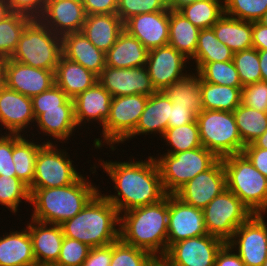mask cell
Instances as JSON below:
<instances>
[{
  "mask_svg": "<svg viewBox=\"0 0 267 266\" xmlns=\"http://www.w3.org/2000/svg\"><path fill=\"white\" fill-rule=\"evenodd\" d=\"M148 159V160H147ZM98 165L113 183V194L103 196L113 204L119 215L133 208L157 203L168 194L165 192L160 171L153 155L129 161L103 160L99 157Z\"/></svg>",
  "mask_w": 267,
  "mask_h": 266,
  "instance_id": "cell-1",
  "label": "cell"
},
{
  "mask_svg": "<svg viewBox=\"0 0 267 266\" xmlns=\"http://www.w3.org/2000/svg\"><path fill=\"white\" fill-rule=\"evenodd\" d=\"M168 233V195L161 201L120 214L119 238L152 255H165Z\"/></svg>",
  "mask_w": 267,
  "mask_h": 266,
  "instance_id": "cell-2",
  "label": "cell"
},
{
  "mask_svg": "<svg viewBox=\"0 0 267 266\" xmlns=\"http://www.w3.org/2000/svg\"><path fill=\"white\" fill-rule=\"evenodd\" d=\"M91 181L82 175L67 186L35 189L30 194L31 219L61 225L73 218L100 191L99 184L94 185Z\"/></svg>",
  "mask_w": 267,
  "mask_h": 266,
  "instance_id": "cell-3",
  "label": "cell"
},
{
  "mask_svg": "<svg viewBox=\"0 0 267 266\" xmlns=\"http://www.w3.org/2000/svg\"><path fill=\"white\" fill-rule=\"evenodd\" d=\"M101 190L79 213L61 224L65 237L91 248L107 246L119 239L120 215Z\"/></svg>",
  "mask_w": 267,
  "mask_h": 266,
  "instance_id": "cell-4",
  "label": "cell"
},
{
  "mask_svg": "<svg viewBox=\"0 0 267 266\" xmlns=\"http://www.w3.org/2000/svg\"><path fill=\"white\" fill-rule=\"evenodd\" d=\"M62 55V37L39 19H32L20 35L10 59L34 68L55 71Z\"/></svg>",
  "mask_w": 267,
  "mask_h": 266,
  "instance_id": "cell-5",
  "label": "cell"
},
{
  "mask_svg": "<svg viewBox=\"0 0 267 266\" xmlns=\"http://www.w3.org/2000/svg\"><path fill=\"white\" fill-rule=\"evenodd\" d=\"M227 189L232 191L253 214L267 213V178L243 153L222 158Z\"/></svg>",
  "mask_w": 267,
  "mask_h": 266,
  "instance_id": "cell-6",
  "label": "cell"
},
{
  "mask_svg": "<svg viewBox=\"0 0 267 266\" xmlns=\"http://www.w3.org/2000/svg\"><path fill=\"white\" fill-rule=\"evenodd\" d=\"M196 121L202 146L218 159L242 153L245 145L233 112L203 109L196 115Z\"/></svg>",
  "mask_w": 267,
  "mask_h": 266,
  "instance_id": "cell-7",
  "label": "cell"
},
{
  "mask_svg": "<svg viewBox=\"0 0 267 266\" xmlns=\"http://www.w3.org/2000/svg\"><path fill=\"white\" fill-rule=\"evenodd\" d=\"M159 153L153 157L157 162L167 194H175L188 181L209 169L218 160L203 146L173 154Z\"/></svg>",
  "mask_w": 267,
  "mask_h": 266,
  "instance_id": "cell-8",
  "label": "cell"
},
{
  "mask_svg": "<svg viewBox=\"0 0 267 266\" xmlns=\"http://www.w3.org/2000/svg\"><path fill=\"white\" fill-rule=\"evenodd\" d=\"M148 97L142 94L112 97L110 115L102 127L101 136H94L92 145L97 151L106 144L105 148L109 147L111 152L118 149L116 147L135 130Z\"/></svg>",
  "mask_w": 267,
  "mask_h": 266,
  "instance_id": "cell-9",
  "label": "cell"
},
{
  "mask_svg": "<svg viewBox=\"0 0 267 266\" xmlns=\"http://www.w3.org/2000/svg\"><path fill=\"white\" fill-rule=\"evenodd\" d=\"M58 146L55 143H44L39 148L33 182L28 187L30 194L35 189L70 185L83 175L77 171L68 150Z\"/></svg>",
  "mask_w": 267,
  "mask_h": 266,
  "instance_id": "cell-10",
  "label": "cell"
},
{
  "mask_svg": "<svg viewBox=\"0 0 267 266\" xmlns=\"http://www.w3.org/2000/svg\"><path fill=\"white\" fill-rule=\"evenodd\" d=\"M203 214L207 233L225 243L233 237L236 229L253 215L250 209L228 189L216 196L203 209Z\"/></svg>",
  "mask_w": 267,
  "mask_h": 266,
  "instance_id": "cell-11",
  "label": "cell"
},
{
  "mask_svg": "<svg viewBox=\"0 0 267 266\" xmlns=\"http://www.w3.org/2000/svg\"><path fill=\"white\" fill-rule=\"evenodd\" d=\"M264 214H253L227 242L245 266H262L267 259V223Z\"/></svg>",
  "mask_w": 267,
  "mask_h": 266,
  "instance_id": "cell-12",
  "label": "cell"
},
{
  "mask_svg": "<svg viewBox=\"0 0 267 266\" xmlns=\"http://www.w3.org/2000/svg\"><path fill=\"white\" fill-rule=\"evenodd\" d=\"M188 64L189 60L174 47L165 45L148 51L146 68L155 90L163 91L190 71L188 67L193 65Z\"/></svg>",
  "mask_w": 267,
  "mask_h": 266,
  "instance_id": "cell-13",
  "label": "cell"
},
{
  "mask_svg": "<svg viewBox=\"0 0 267 266\" xmlns=\"http://www.w3.org/2000/svg\"><path fill=\"white\" fill-rule=\"evenodd\" d=\"M225 189L226 173L222 159H218L209 169L182 186L175 195L183 202L203 210Z\"/></svg>",
  "mask_w": 267,
  "mask_h": 266,
  "instance_id": "cell-14",
  "label": "cell"
},
{
  "mask_svg": "<svg viewBox=\"0 0 267 266\" xmlns=\"http://www.w3.org/2000/svg\"><path fill=\"white\" fill-rule=\"evenodd\" d=\"M207 234L203 210L168 194L167 249L179 241Z\"/></svg>",
  "mask_w": 267,
  "mask_h": 266,
  "instance_id": "cell-15",
  "label": "cell"
},
{
  "mask_svg": "<svg viewBox=\"0 0 267 266\" xmlns=\"http://www.w3.org/2000/svg\"><path fill=\"white\" fill-rule=\"evenodd\" d=\"M224 244L223 240L209 234L192 237L170 245L165 256L174 266H214Z\"/></svg>",
  "mask_w": 267,
  "mask_h": 266,
  "instance_id": "cell-16",
  "label": "cell"
},
{
  "mask_svg": "<svg viewBox=\"0 0 267 266\" xmlns=\"http://www.w3.org/2000/svg\"><path fill=\"white\" fill-rule=\"evenodd\" d=\"M98 82L112 97L136 94L150 96L156 92L146 66L133 68L105 66L98 76Z\"/></svg>",
  "mask_w": 267,
  "mask_h": 266,
  "instance_id": "cell-17",
  "label": "cell"
},
{
  "mask_svg": "<svg viewBox=\"0 0 267 266\" xmlns=\"http://www.w3.org/2000/svg\"><path fill=\"white\" fill-rule=\"evenodd\" d=\"M34 124L35 117L31 98L5 86L0 92V126L3 127L1 128L2 131L20 135H27L29 132L33 137L37 135L30 132Z\"/></svg>",
  "mask_w": 267,
  "mask_h": 266,
  "instance_id": "cell-18",
  "label": "cell"
},
{
  "mask_svg": "<svg viewBox=\"0 0 267 266\" xmlns=\"http://www.w3.org/2000/svg\"><path fill=\"white\" fill-rule=\"evenodd\" d=\"M35 117V127L37 134L41 136H50L52 138H46L45 143H69L70 137L75 136L76 130H80L76 124L74 101L68 99L59 108L52 109H33ZM55 140L54 142L52 141Z\"/></svg>",
  "mask_w": 267,
  "mask_h": 266,
  "instance_id": "cell-19",
  "label": "cell"
},
{
  "mask_svg": "<svg viewBox=\"0 0 267 266\" xmlns=\"http://www.w3.org/2000/svg\"><path fill=\"white\" fill-rule=\"evenodd\" d=\"M82 0H46L45 9L38 18L56 35L81 32L86 20Z\"/></svg>",
  "mask_w": 267,
  "mask_h": 266,
  "instance_id": "cell-20",
  "label": "cell"
},
{
  "mask_svg": "<svg viewBox=\"0 0 267 266\" xmlns=\"http://www.w3.org/2000/svg\"><path fill=\"white\" fill-rule=\"evenodd\" d=\"M54 72L34 68L10 58L5 59L6 86L29 98L37 96L55 84Z\"/></svg>",
  "mask_w": 267,
  "mask_h": 266,
  "instance_id": "cell-21",
  "label": "cell"
},
{
  "mask_svg": "<svg viewBox=\"0 0 267 266\" xmlns=\"http://www.w3.org/2000/svg\"><path fill=\"white\" fill-rule=\"evenodd\" d=\"M124 30L137 38L147 50L168 45L169 11L135 15L124 23Z\"/></svg>",
  "mask_w": 267,
  "mask_h": 266,
  "instance_id": "cell-22",
  "label": "cell"
},
{
  "mask_svg": "<svg viewBox=\"0 0 267 266\" xmlns=\"http://www.w3.org/2000/svg\"><path fill=\"white\" fill-rule=\"evenodd\" d=\"M112 95L97 81L81 92L74 101L75 120L79 129L95 124L103 127L110 115ZM81 126V127H80Z\"/></svg>",
  "mask_w": 267,
  "mask_h": 266,
  "instance_id": "cell-23",
  "label": "cell"
},
{
  "mask_svg": "<svg viewBox=\"0 0 267 266\" xmlns=\"http://www.w3.org/2000/svg\"><path fill=\"white\" fill-rule=\"evenodd\" d=\"M29 220L26 227L32 239L37 266L54 265L59 258L64 238L61 225L43 223L31 218Z\"/></svg>",
  "mask_w": 267,
  "mask_h": 266,
  "instance_id": "cell-24",
  "label": "cell"
},
{
  "mask_svg": "<svg viewBox=\"0 0 267 266\" xmlns=\"http://www.w3.org/2000/svg\"><path fill=\"white\" fill-rule=\"evenodd\" d=\"M172 101L163 91H156L148 97L145 109L140 116L135 130L122 142H128L135 136L159 135L168 128V120L171 113Z\"/></svg>",
  "mask_w": 267,
  "mask_h": 266,
  "instance_id": "cell-25",
  "label": "cell"
},
{
  "mask_svg": "<svg viewBox=\"0 0 267 266\" xmlns=\"http://www.w3.org/2000/svg\"><path fill=\"white\" fill-rule=\"evenodd\" d=\"M62 53L68 60L79 63L97 76L106 66L105 53L97 49L82 32L62 37Z\"/></svg>",
  "mask_w": 267,
  "mask_h": 266,
  "instance_id": "cell-26",
  "label": "cell"
},
{
  "mask_svg": "<svg viewBox=\"0 0 267 266\" xmlns=\"http://www.w3.org/2000/svg\"><path fill=\"white\" fill-rule=\"evenodd\" d=\"M0 266H37L27 227L0 236Z\"/></svg>",
  "mask_w": 267,
  "mask_h": 266,
  "instance_id": "cell-27",
  "label": "cell"
},
{
  "mask_svg": "<svg viewBox=\"0 0 267 266\" xmlns=\"http://www.w3.org/2000/svg\"><path fill=\"white\" fill-rule=\"evenodd\" d=\"M124 30L117 14L87 15L81 32L99 50L106 53Z\"/></svg>",
  "mask_w": 267,
  "mask_h": 266,
  "instance_id": "cell-28",
  "label": "cell"
},
{
  "mask_svg": "<svg viewBox=\"0 0 267 266\" xmlns=\"http://www.w3.org/2000/svg\"><path fill=\"white\" fill-rule=\"evenodd\" d=\"M54 78L55 84L70 99L76 98L81 92L89 89L98 81V76L92 71L87 70L79 63L68 60L63 55L56 66Z\"/></svg>",
  "mask_w": 267,
  "mask_h": 266,
  "instance_id": "cell-29",
  "label": "cell"
},
{
  "mask_svg": "<svg viewBox=\"0 0 267 266\" xmlns=\"http://www.w3.org/2000/svg\"><path fill=\"white\" fill-rule=\"evenodd\" d=\"M148 51L137 38L123 30L114 45L105 53L106 66L114 68L146 66Z\"/></svg>",
  "mask_w": 267,
  "mask_h": 266,
  "instance_id": "cell-30",
  "label": "cell"
},
{
  "mask_svg": "<svg viewBox=\"0 0 267 266\" xmlns=\"http://www.w3.org/2000/svg\"><path fill=\"white\" fill-rule=\"evenodd\" d=\"M217 39L233 53L253 47L252 22L224 14L212 27Z\"/></svg>",
  "mask_w": 267,
  "mask_h": 266,
  "instance_id": "cell-31",
  "label": "cell"
},
{
  "mask_svg": "<svg viewBox=\"0 0 267 266\" xmlns=\"http://www.w3.org/2000/svg\"><path fill=\"white\" fill-rule=\"evenodd\" d=\"M200 29L177 10H169V41L189 61L194 57Z\"/></svg>",
  "mask_w": 267,
  "mask_h": 266,
  "instance_id": "cell-32",
  "label": "cell"
},
{
  "mask_svg": "<svg viewBox=\"0 0 267 266\" xmlns=\"http://www.w3.org/2000/svg\"><path fill=\"white\" fill-rule=\"evenodd\" d=\"M27 136V137H26ZM28 135L13 134V162L16 177L28 187L32 184L35 173V161L39 148L45 143H40ZM32 140V141H31Z\"/></svg>",
  "mask_w": 267,
  "mask_h": 266,
  "instance_id": "cell-33",
  "label": "cell"
},
{
  "mask_svg": "<svg viewBox=\"0 0 267 266\" xmlns=\"http://www.w3.org/2000/svg\"><path fill=\"white\" fill-rule=\"evenodd\" d=\"M233 60L231 49L220 42L212 28L200 29L198 43L194 57L189 61L194 65V69L199 71L206 63L225 62ZM193 61V62H192Z\"/></svg>",
  "mask_w": 267,
  "mask_h": 266,
  "instance_id": "cell-34",
  "label": "cell"
},
{
  "mask_svg": "<svg viewBox=\"0 0 267 266\" xmlns=\"http://www.w3.org/2000/svg\"><path fill=\"white\" fill-rule=\"evenodd\" d=\"M163 92L176 106L190 107L196 114L203 110L200 74L195 70L194 73L192 70L179 81L167 86Z\"/></svg>",
  "mask_w": 267,
  "mask_h": 266,
  "instance_id": "cell-35",
  "label": "cell"
},
{
  "mask_svg": "<svg viewBox=\"0 0 267 266\" xmlns=\"http://www.w3.org/2000/svg\"><path fill=\"white\" fill-rule=\"evenodd\" d=\"M202 107L233 112L241 104L242 88L212 84L200 78Z\"/></svg>",
  "mask_w": 267,
  "mask_h": 266,
  "instance_id": "cell-36",
  "label": "cell"
},
{
  "mask_svg": "<svg viewBox=\"0 0 267 266\" xmlns=\"http://www.w3.org/2000/svg\"><path fill=\"white\" fill-rule=\"evenodd\" d=\"M177 11L199 29H208L224 15V0H196Z\"/></svg>",
  "mask_w": 267,
  "mask_h": 266,
  "instance_id": "cell-37",
  "label": "cell"
},
{
  "mask_svg": "<svg viewBox=\"0 0 267 266\" xmlns=\"http://www.w3.org/2000/svg\"><path fill=\"white\" fill-rule=\"evenodd\" d=\"M233 115L244 145L252 143L267 130V112L240 104Z\"/></svg>",
  "mask_w": 267,
  "mask_h": 266,
  "instance_id": "cell-38",
  "label": "cell"
},
{
  "mask_svg": "<svg viewBox=\"0 0 267 266\" xmlns=\"http://www.w3.org/2000/svg\"><path fill=\"white\" fill-rule=\"evenodd\" d=\"M160 138L161 141L163 139L166 142V147H170L166 148L164 151L167 152L163 151V153L173 154L202 147L197 121L167 128Z\"/></svg>",
  "mask_w": 267,
  "mask_h": 266,
  "instance_id": "cell-39",
  "label": "cell"
},
{
  "mask_svg": "<svg viewBox=\"0 0 267 266\" xmlns=\"http://www.w3.org/2000/svg\"><path fill=\"white\" fill-rule=\"evenodd\" d=\"M31 17L12 12L0 22V59H8L15 52L20 35Z\"/></svg>",
  "mask_w": 267,
  "mask_h": 266,
  "instance_id": "cell-40",
  "label": "cell"
},
{
  "mask_svg": "<svg viewBox=\"0 0 267 266\" xmlns=\"http://www.w3.org/2000/svg\"><path fill=\"white\" fill-rule=\"evenodd\" d=\"M23 200L30 203L28 186L17 177L0 175V205L17 215Z\"/></svg>",
  "mask_w": 267,
  "mask_h": 266,
  "instance_id": "cell-41",
  "label": "cell"
},
{
  "mask_svg": "<svg viewBox=\"0 0 267 266\" xmlns=\"http://www.w3.org/2000/svg\"><path fill=\"white\" fill-rule=\"evenodd\" d=\"M198 73L203 81L212 84L243 88L233 60L206 63Z\"/></svg>",
  "mask_w": 267,
  "mask_h": 266,
  "instance_id": "cell-42",
  "label": "cell"
},
{
  "mask_svg": "<svg viewBox=\"0 0 267 266\" xmlns=\"http://www.w3.org/2000/svg\"><path fill=\"white\" fill-rule=\"evenodd\" d=\"M233 62L242 87L261 81L258 50L252 48L233 53Z\"/></svg>",
  "mask_w": 267,
  "mask_h": 266,
  "instance_id": "cell-43",
  "label": "cell"
},
{
  "mask_svg": "<svg viewBox=\"0 0 267 266\" xmlns=\"http://www.w3.org/2000/svg\"><path fill=\"white\" fill-rule=\"evenodd\" d=\"M267 10V0H224V14L243 21H259Z\"/></svg>",
  "mask_w": 267,
  "mask_h": 266,
  "instance_id": "cell-44",
  "label": "cell"
},
{
  "mask_svg": "<svg viewBox=\"0 0 267 266\" xmlns=\"http://www.w3.org/2000/svg\"><path fill=\"white\" fill-rule=\"evenodd\" d=\"M151 256L148 251L126 244L119 238L112 243L110 266H145Z\"/></svg>",
  "mask_w": 267,
  "mask_h": 266,
  "instance_id": "cell-45",
  "label": "cell"
},
{
  "mask_svg": "<svg viewBox=\"0 0 267 266\" xmlns=\"http://www.w3.org/2000/svg\"><path fill=\"white\" fill-rule=\"evenodd\" d=\"M169 10L170 0H118L116 14L125 23L135 15Z\"/></svg>",
  "mask_w": 267,
  "mask_h": 266,
  "instance_id": "cell-46",
  "label": "cell"
},
{
  "mask_svg": "<svg viewBox=\"0 0 267 266\" xmlns=\"http://www.w3.org/2000/svg\"><path fill=\"white\" fill-rule=\"evenodd\" d=\"M90 249L88 245L64 236L60 255L54 266H82Z\"/></svg>",
  "mask_w": 267,
  "mask_h": 266,
  "instance_id": "cell-47",
  "label": "cell"
},
{
  "mask_svg": "<svg viewBox=\"0 0 267 266\" xmlns=\"http://www.w3.org/2000/svg\"><path fill=\"white\" fill-rule=\"evenodd\" d=\"M241 104L258 111L266 112L267 82L259 81L243 87L241 90Z\"/></svg>",
  "mask_w": 267,
  "mask_h": 266,
  "instance_id": "cell-48",
  "label": "cell"
},
{
  "mask_svg": "<svg viewBox=\"0 0 267 266\" xmlns=\"http://www.w3.org/2000/svg\"><path fill=\"white\" fill-rule=\"evenodd\" d=\"M69 97L56 84L51 86L48 90L31 98L32 109H52L59 108L63 105Z\"/></svg>",
  "mask_w": 267,
  "mask_h": 266,
  "instance_id": "cell-49",
  "label": "cell"
},
{
  "mask_svg": "<svg viewBox=\"0 0 267 266\" xmlns=\"http://www.w3.org/2000/svg\"><path fill=\"white\" fill-rule=\"evenodd\" d=\"M0 130V175L16 177L13 162V134L1 133Z\"/></svg>",
  "mask_w": 267,
  "mask_h": 266,
  "instance_id": "cell-50",
  "label": "cell"
},
{
  "mask_svg": "<svg viewBox=\"0 0 267 266\" xmlns=\"http://www.w3.org/2000/svg\"><path fill=\"white\" fill-rule=\"evenodd\" d=\"M11 12L21 13L31 17L32 19H38L44 9L46 0H6Z\"/></svg>",
  "mask_w": 267,
  "mask_h": 266,
  "instance_id": "cell-51",
  "label": "cell"
},
{
  "mask_svg": "<svg viewBox=\"0 0 267 266\" xmlns=\"http://www.w3.org/2000/svg\"><path fill=\"white\" fill-rule=\"evenodd\" d=\"M242 153L267 178V149L256 147L253 143H250L245 145Z\"/></svg>",
  "mask_w": 267,
  "mask_h": 266,
  "instance_id": "cell-52",
  "label": "cell"
},
{
  "mask_svg": "<svg viewBox=\"0 0 267 266\" xmlns=\"http://www.w3.org/2000/svg\"><path fill=\"white\" fill-rule=\"evenodd\" d=\"M196 113L190 107L176 106L172 103L171 113L168 120V128L179 127L196 121Z\"/></svg>",
  "mask_w": 267,
  "mask_h": 266,
  "instance_id": "cell-53",
  "label": "cell"
},
{
  "mask_svg": "<svg viewBox=\"0 0 267 266\" xmlns=\"http://www.w3.org/2000/svg\"><path fill=\"white\" fill-rule=\"evenodd\" d=\"M87 15L116 14L118 0H82Z\"/></svg>",
  "mask_w": 267,
  "mask_h": 266,
  "instance_id": "cell-54",
  "label": "cell"
},
{
  "mask_svg": "<svg viewBox=\"0 0 267 266\" xmlns=\"http://www.w3.org/2000/svg\"><path fill=\"white\" fill-rule=\"evenodd\" d=\"M112 258V244L90 249L88 257L82 266H110Z\"/></svg>",
  "mask_w": 267,
  "mask_h": 266,
  "instance_id": "cell-55",
  "label": "cell"
},
{
  "mask_svg": "<svg viewBox=\"0 0 267 266\" xmlns=\"http://www.w3.org/2000/svg\"><path fill=\"white\" fill-rule=\"evenodd\" d=\"M214 266H245V264L233 248L225 243L216 255Z\"/></svg>",
  "mask_w": 267,
  "mask_h": 266,
  "instance_id": "cell-56",
  "label": "cell"
},
{
  "mask_svg": "<svg viewBox=\"0 0 267 266\" xmlns=\"http://www.w3.org/2000/svg\"><path fill=\"white\" fill-rule=\"evenodd\" d=\"M252 43L258 51L267 50V27L259 21L252 22Z\"/></svg>",
  "mask_w": 267,
  "mask_h": 266,
  "instance_id": "cell-57",
  "label": "cell"
},
{
  "mask_svg": "<svg viewBox=\"0 0 267 266\" xmlns=\"http://www.w3.org/2000/svg\"><path fill=\"white\" fill-rule=\"evenodd\" d=\"M145 266H174L165 255H152Z\"/></svg>",
  "mask_w": 267,
  "mask_h": 266,
  "instance_id": "cell-58",
  "label": "cell"
},
{
  "mask_svg": "<svg viewBox=\"0 0 267 266\" xmlns=\"http://www.w3.org/2000/svg\"><path fill=\"white\" fill-rule=\"evenodd\" d=\"M261 81L267 82V50L258 51Z\"/></svg>",
  "mask_w": 267,
  "mask_h": 266,
  "instance_id": "cell-59",
  "label": "cell"
},
{
  "mask_svg": "<svg viewBox=\"0 0 267 266\" xmlns=\"http://www.w3.org/2000/svg\"><path fill=\"white\" fill-rule=\"evenodd\" d=\"M10 7L6 0H0V22L11 14Z\"/></svg>",
  "mask_w": 267,
  "mask_h": 266,
  "instance_id": "cell-60",
  "label": "cell"
},
{
  "mask_svg": "<svg viewBox=\"0 0 267 266\" xmlns=\"http://www.w3.org/2000/svg\"><path fill=\"white\" fill-rule=\"evenodd\" d=\"M256 147L267 149V130L252 142Z\"/></svg>",
  "mask_w": 267,
  "mask_h": 266,
  "instance_id": "cell-61",
  "label": "cell"
},
{
  "mask_svg": "<svg viewBox=\"0 0 267 266\" xmlns=\"http://www.w3.org/2000/svg\"><path fill=\"white\" fill-rule=\"evenodd\" d=\"M5 86V59H0V92Z\"/></svg>",
  "mask_w": 267,
  "mask_h": 266,
  "instance_id": "cell-62",
  "label": "cell"
},
{
  "mask_svg": "<svg viewBox=\"0 0 267 266\" xmlns=\"http://www.w3.org/2000/svg\"><path fill=\"white\" fill-rule=\"evenodd\" d=\"M194 1L196 0H170V9L178 10L181 6Z\"/></svg>",
  "mask_w": 267,
  "mask_h": 266,
  "instance_id": "cell-63",
  "label": "cell"
},
{
  "mask_svg": "<svg viewBox=\"0 0 267 266\" xmlns=\"http://www.w3.org/2000/svg\"><path fill=\"white\" fill-rule=\"evenodd\" d=\"M259 22L261 24H263L264 26L267 27V10L265 11V13L263 14L262 18L259 20Z\"/></svg>",
  "mask_w": 267,
  "mask_h": 266,
  "instance_id": "cell-64",
  "label": "cell"
},
{
  "mask_svg": "<svg viewBox=\"0 0 267 266\" xmlns=\"http://www.w3.org/2000/svg\"><path fill=\"white\" fill-rule=\"evenodd\" d=\"M262 266H267V259H266L265 262L262 264Z\"/></svg>",
  "mask_w": 267,
  "mask_h": 266,
  "instance_id": "cell-65",
  "label": "cell"
}]
</instances>
